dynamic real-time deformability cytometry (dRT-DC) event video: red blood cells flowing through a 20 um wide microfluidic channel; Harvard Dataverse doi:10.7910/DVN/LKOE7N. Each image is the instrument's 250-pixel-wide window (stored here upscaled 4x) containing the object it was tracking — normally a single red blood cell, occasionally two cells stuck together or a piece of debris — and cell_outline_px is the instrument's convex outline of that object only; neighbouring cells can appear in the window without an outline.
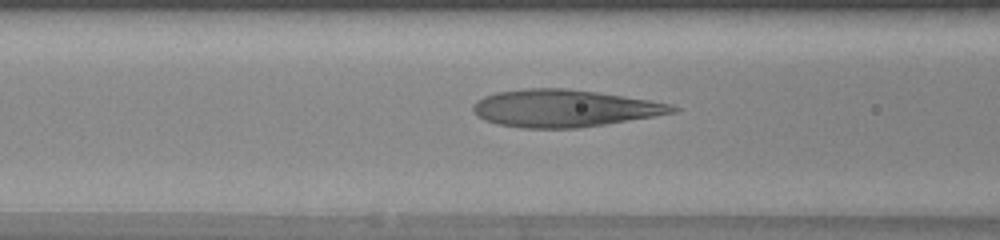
{"species": "human", "species_latin": "Homo sapiens", "temperature_condition": "warm", "stored_images_in_passage": 35, "camera_frame_rate_fps": 3000, "um_per_image_px": 0.085, "donor": {"sex": "female"}, "frame": {"image": 1, "passage_image": 11, "time_ms": 3.333, "image_size_px": [1000, 240], "cell_outline_px": [[680, 108], [672, 112], [652, 116], [604, 124], [576, 128], [524, 128], [496, 124], [484, 120], [472, 108], [484, 96], [496, 92], [524, 88], [564, 88], [596, 92], [648, 100], [668, 104]], "centroid_in_image_um": [47.9, 9.2], "position_along_channel_um": 118.7, "area_um2": 42.54}}
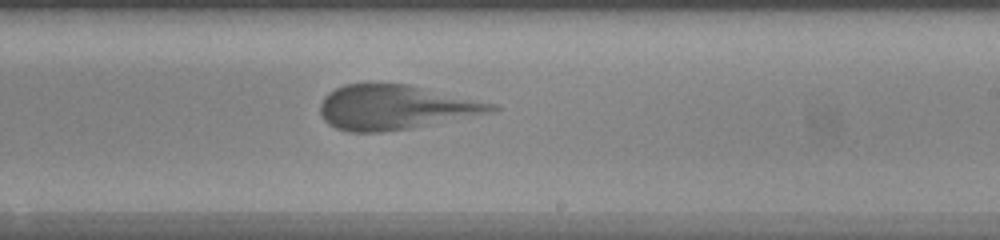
{"frame": {"image": 2, "passage_image": 21, "time_ms": 6.667, "image_size_px": [1000, 240], "cell_outline_px": [[500, 108], [492, 112], [412, 128], [380, 132], [348, 132], [336, 128], [328, 124], [324, 120], [320, 112], [320, 104], [324, 96], [328, 92], [344, 84], [408, 84], [496, 104]], "centroid_in_image_um": [33.56, 9.13], "position_along_channel_um": 255.4, "area_um2": 44.27}}
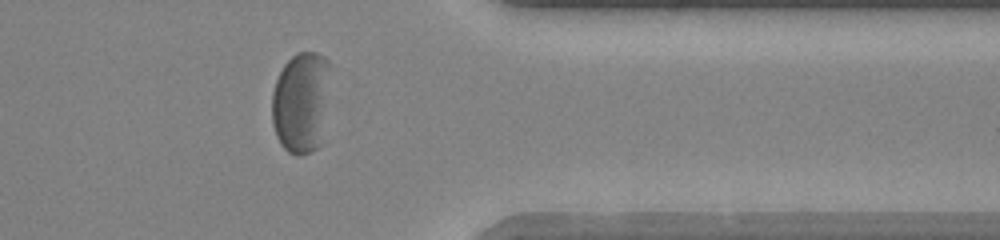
{"frame": {"image": 3, "passage_image": 31, "time_ms": 10.0, "image_size_px": [1000, 240], "cell_outline_px": [[332, 64], [320, 144], [312, 152], [300, 156], [296, 156], [288, 152], [280, 144], [276, 136], [272, 124], [272, 92], [276, 80], [284, 64], [296, 52], [316, 52], [324, 56]], "centroid_in_image_um": [25.59, 8.68], "position_along_channel_um": 385.8, "area_um2": 34.91}}